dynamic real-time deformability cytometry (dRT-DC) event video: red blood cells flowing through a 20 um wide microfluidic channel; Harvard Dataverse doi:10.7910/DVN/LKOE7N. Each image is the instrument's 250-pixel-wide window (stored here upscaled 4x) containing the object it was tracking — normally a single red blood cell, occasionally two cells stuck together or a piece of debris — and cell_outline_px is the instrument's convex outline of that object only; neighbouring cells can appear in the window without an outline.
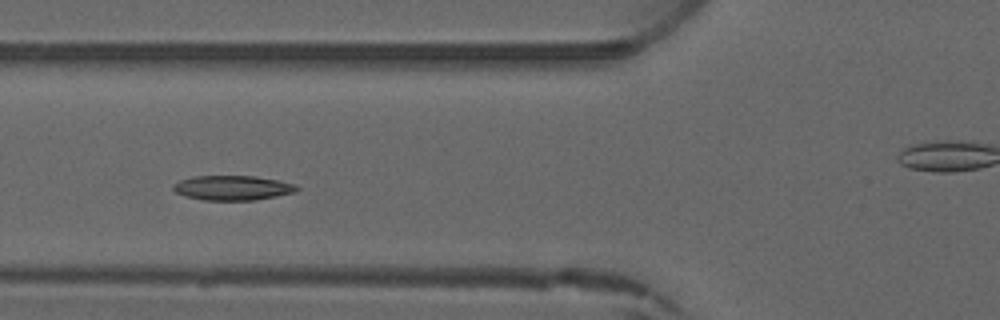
{"species": "common noctule bat (a hibernating species)", "species_latin": "Nyctalus noctula", "temperature_condition": "warm", "stored_images_in_passage": 4, "camera_frame_rate_fps": 3000, "um_per_image_px": 0.085, "animal": {"sex": "male", "forearm_length_mm": 52.5}, "frame": {"image": 1, "passage_image": 4, "time_ms": 3.333, "image_size_px": [1000, 320], "cell_outline_px": [[300, 188], [296, 192], [256, 200], [204, 200], [184, 196], [176, 192], [172, 188], [172, 184], [180, 180], [192, 176], [256, 176], [296, 184]], "centroid_in_image_um": [19.76, 15.96], "position_along_channel_um": 106.0, "area_um2": 17.86}}